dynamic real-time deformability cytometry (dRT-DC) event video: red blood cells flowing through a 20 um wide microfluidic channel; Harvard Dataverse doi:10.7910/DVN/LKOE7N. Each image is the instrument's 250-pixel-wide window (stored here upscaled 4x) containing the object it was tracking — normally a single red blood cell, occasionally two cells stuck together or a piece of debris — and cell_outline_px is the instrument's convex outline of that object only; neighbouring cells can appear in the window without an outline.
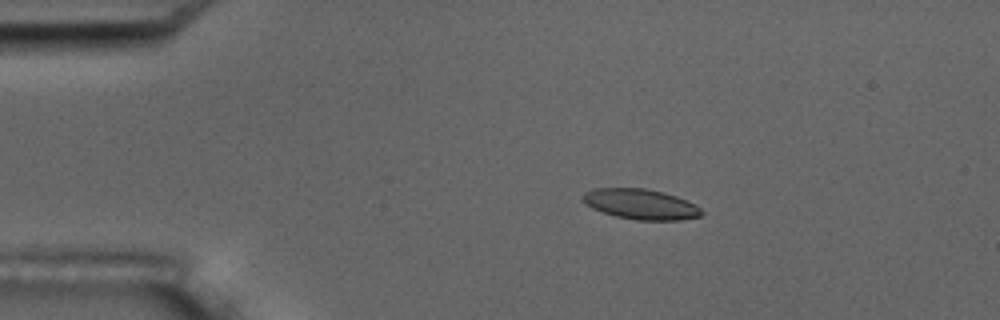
{"species": "common noctule bat (a hibernating species)", "species_latin": "Nyctalus noctula", "temperature_condition": "room temperature", "stored_images_in_passage": 6, "camera_frame_rate_fps": 3000, "um_per_image_px": 0.085, "animal": {"sex": "male", "body_mass_g": 17.5, "forearm_length_mm": 52.3}, "frame": {"image": 1, "passage_image": 3, "time_ms": 2.333, "image_size_px": [1000, 320], "cell_outline_px": [[704, 212], [700, 216], [680, 220], [636, 220], [616, 216], [592, 208], [580, 196], [584, 192], [596, 188], [644, 188], [664, 192], [676, 196], [696, 204]], "centroid_in_image_um": [54.49, 17.35], "position_along_channel_um": 30.5, "area_um2": 20.92}}
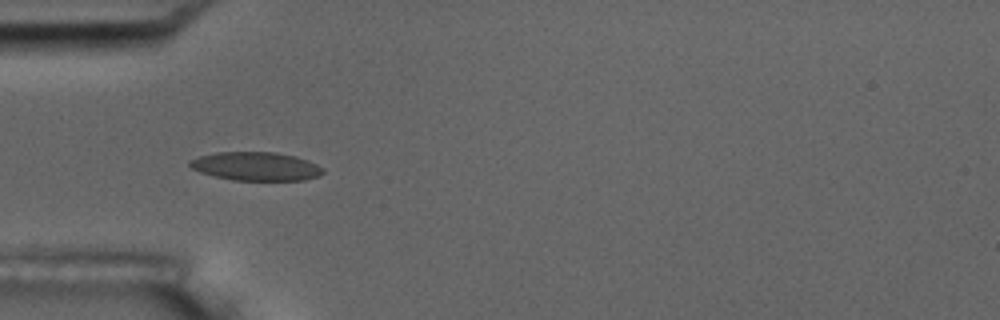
{"frame": {"image": 2, "passage_image": 5, "time_ms": 4.667, "image_size_px": [1000, 320], "cell_outline_px": [[324, 172], [320, 176], [304, 180], [232, 180], [200, 172], [192, 168], [188, 164], [188, 160], [200, 156], [216, 152], [276, 152], [296, 156], [308, 160], [324, 168]], "centroid_in_image_um": [21.78, 14.13], "position_along_channel_um": 63.2, "area_um2": 22.25}}